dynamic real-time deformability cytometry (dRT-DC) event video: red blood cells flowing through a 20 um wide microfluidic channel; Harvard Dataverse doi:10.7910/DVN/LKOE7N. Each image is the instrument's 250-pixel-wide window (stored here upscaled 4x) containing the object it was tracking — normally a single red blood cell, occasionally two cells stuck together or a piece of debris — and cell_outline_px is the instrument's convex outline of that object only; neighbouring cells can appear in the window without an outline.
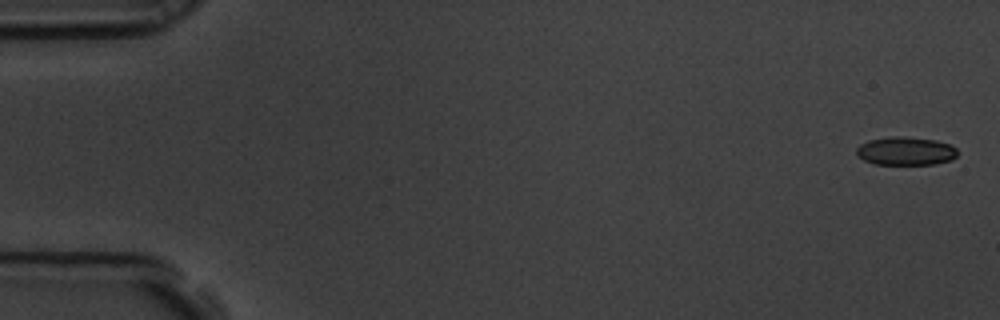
{"species": "common noctule bat (a hibernating species)", "species_latin": "Nyctalus noctula", "temperature_condition": "room temperature", "stored_images_in_passage": 6, "camera_frame_rate_fps": 3000, "um_per_image_px": 0.085, "animal": {"sex": "male", "body_mass_g": 19.5, "forearm_length_mm": 54.6}, "frame": {"image": 1, "passage_image": 1, "time_ms": 0.0, "image_size_px": [1000, 320], "cell_outline_px": [[956, 156], [952, 160], [936, 164], [876, 164], [864, 160], [856, 156], [856, 148], [860, 144], [868, 140], [892, 136], [900, 136], [936, 140], [948, 144], [956, 148]], "centroid_in_image_um": [76.95, 12.84], "position_along_channel_um": 8.0, "area_um2": 16.7}}